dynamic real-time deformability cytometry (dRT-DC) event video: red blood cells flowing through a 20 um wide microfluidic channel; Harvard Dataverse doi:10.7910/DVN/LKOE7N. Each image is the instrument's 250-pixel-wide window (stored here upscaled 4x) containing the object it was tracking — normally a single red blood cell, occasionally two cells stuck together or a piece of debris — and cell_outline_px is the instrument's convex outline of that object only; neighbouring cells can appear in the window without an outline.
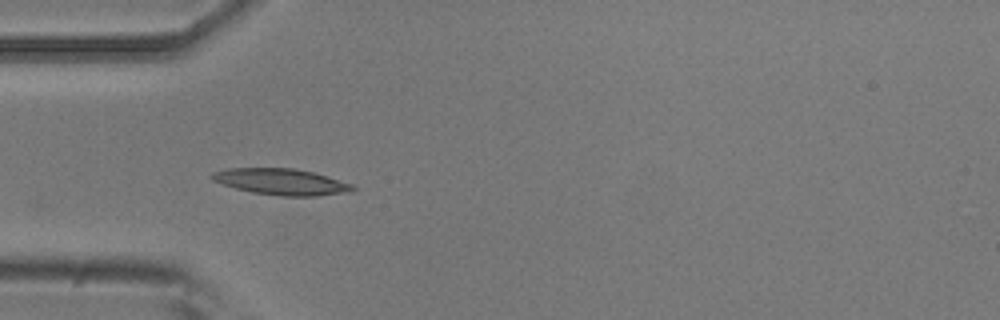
{"species": "common noctule bat (a hibernating species)", "species_latin": "Nyctalus noctula", "temperature_condition": "room temperature", "stored_images_in_passage": 2, "camera_frame_rate_fps": 3000, "um_per_image_px": 0.085, "animal": {"sex": "male", "body_mass_g": 20.5, "forearm_length_mm": 52.5}, "frame": {"image": 1, "passage_image": 1, "time_ms": 0.0, "image_size_px": [1000, 320], "cell_outline_px": [[356, 188], [352, 192], [316, 196], [280, 196], [252, 192], [236, 188], [212, 180], [208, 176], [212, 172], [228, 168], [292, 168], [312, 172], [328, 176], [352, 184]], "centroid_in_image_um": [23.92, 15.45], "position_along_channel_um": 61.1, "area_um2": 21.56}}
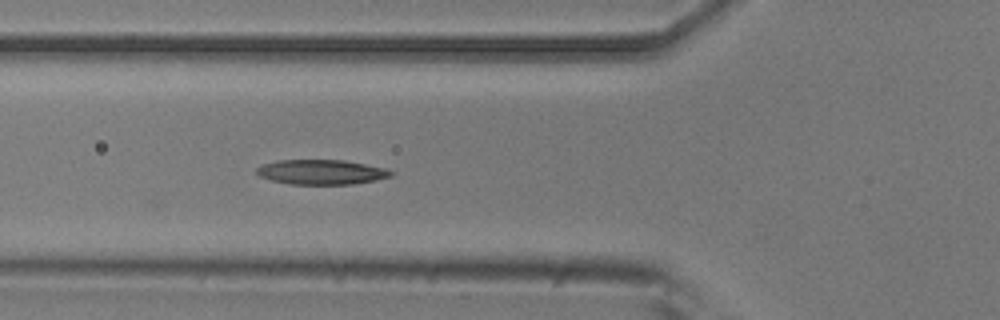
{"frame": {"image": 2, "passage_image": 2, "time_ms": 0.333, "image_size_px": [1000, 320], "cell_outline_px": [[392, 176], [376, 180], [352, 184], [292, 184], [272, 180], [260, 176], [256, 172], [256, 168], [264, 164], [276, 160], [344, 160], [384, 168], [392, 172]], "centroid_in_image_um": [27.3, 14.62], "position_along_channel_um": 98.5, "area_um2": 19.19}}